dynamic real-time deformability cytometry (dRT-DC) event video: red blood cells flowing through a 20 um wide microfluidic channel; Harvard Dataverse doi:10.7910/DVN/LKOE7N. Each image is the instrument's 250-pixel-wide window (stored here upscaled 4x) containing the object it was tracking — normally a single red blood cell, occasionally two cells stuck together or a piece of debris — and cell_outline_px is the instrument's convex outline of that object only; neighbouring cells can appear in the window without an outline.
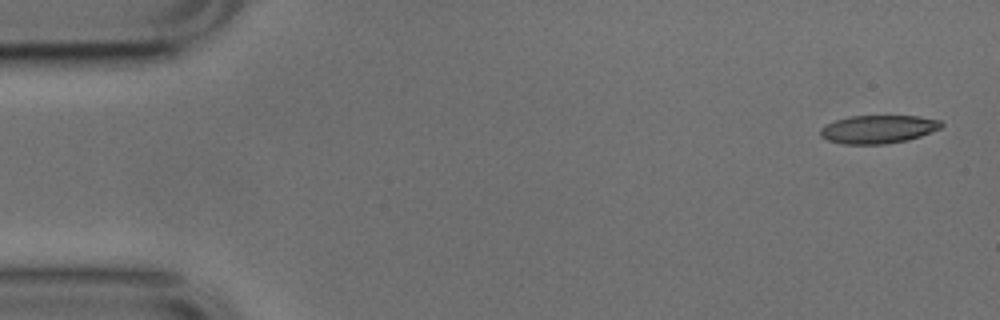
{"species": "common noctule bat (a hibernating species)", "species_latin": "Nyctalus noctula", "temperature_condition": "cold", "stored_images_in_passage": 8, "camera_frame_rate_fps": 3000, "um_per_image_px": 0.085, "animal": {"sex": "male", "body_mass_g": 17.9, "forearm_length_mm": 54.2}, "frame": {"image": 1, "passage_image": 1, "time_ms": 0.0, "image_size_px": [1000, 320], "cell_outline_px": [[944, 124], [940, 128], [920, 136], [908, 140], [884, 144], [844, 144], [828, 140], [820, 136], [820, 128], [836, 120], [848, 116], [916, 116], [940, 120]], "centroid_in_image_um": [74.64, 10.98], "position_along_channel_um": 10.4, "area_um2": 19.77}}
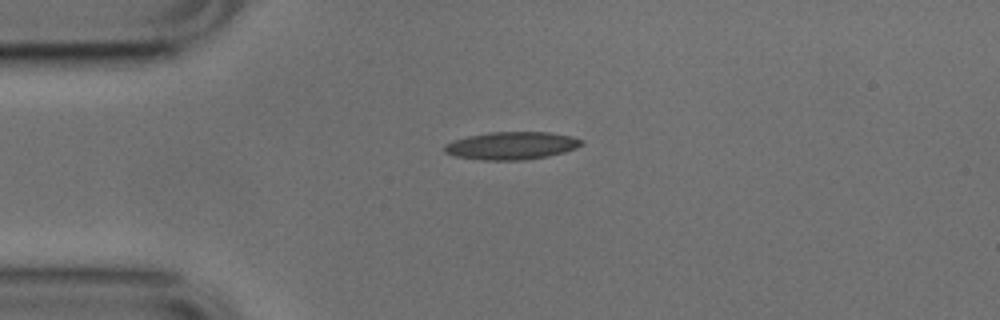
{"frame": {"image": 2, "passage_image": 4, "time_ms": 1.0, "image_size_px": [1000, 320], "cell_outline_px": [[584, 144], [576, 148], [564, 152], [548, 156], [524, 160], [480, 160], [456, 156], [444, 152], [444, 144], [452, 140], [468, 136], [492, 132], [548, 132], [572, 136], [584, 140]], "centroid_in_image_um": [43.49, 12.38], "position_along_channel_um": 41.5, "area_um2": 22.25}}